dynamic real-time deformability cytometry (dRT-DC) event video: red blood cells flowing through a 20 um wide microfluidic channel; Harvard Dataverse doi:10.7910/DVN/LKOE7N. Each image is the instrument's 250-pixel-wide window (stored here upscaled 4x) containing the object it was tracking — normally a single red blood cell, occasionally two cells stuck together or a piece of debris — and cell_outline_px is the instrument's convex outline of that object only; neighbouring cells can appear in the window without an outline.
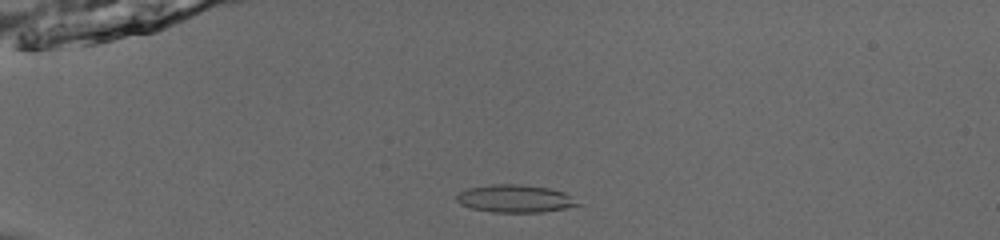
{"species": "common noctule bat (a hibernating species)", "species_latin": "Nyctalus noctula", "temperature_condition": "room temperature", "stored_images_in_passage": 54, "camera_frame_rate_fps": 3000, "um_per_image_px": 0.085, "animal": {"sex": "male", "body_mass_g": 13.0, "forearm_length_mm": 53.1}, "frame": {"image": 1, "passage_image": 15, "time_ms": 4.667, "image_size_px": [1000, 240], "cell_outline_px": [[580, 204], [564, 208], [540, 212], [492, 212], [472, 208], [460, 204], [456, 200], [456, 196], [460, 192], [468, 188], [492, 184], [520, 184], [548, 188], [564, 192]], "centroid_in_image_um": [43.73, 16.88], "position_along_channel_um": 41.3, "area_um2": 19.25}}
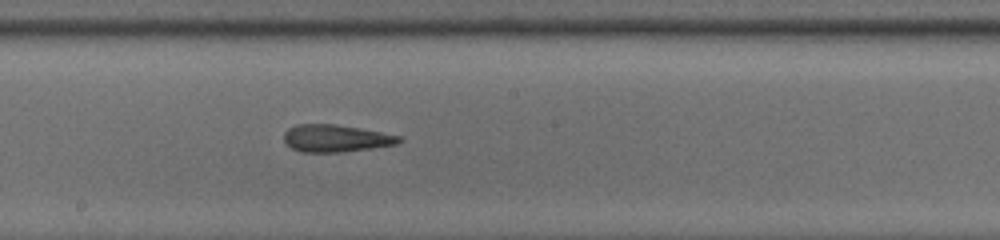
{"frame": {"image": 2, "passage_image": 32, "time_ms": 10.333, "image_size_px": [1000, 240], "cell_outline_px": [[404, 140], [396, 144], [372, 148], [340, 152], [300, 152], [292, 148], [284, 140], [284, 132], [288, 128], [296, 124], [332, 124], [380, 132], [400, 136]], "centroid_in_image_um": [28.52, 11.76], "position_along_channel_um": 219.7, "area_um2": 18.09}}
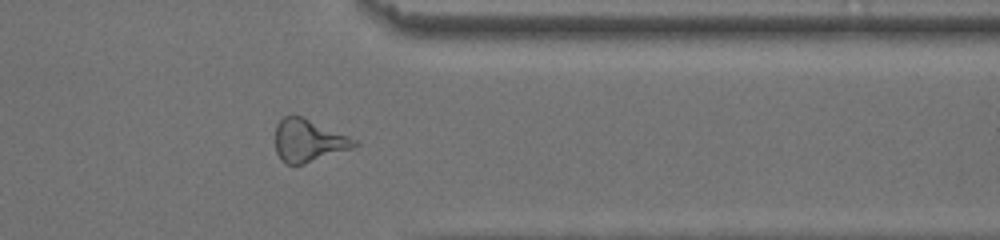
{"frame": {"image": 3, "passage_image": 45, "time_ms": 14.667, "image_size_px": [1000, 240], "cell_outline_px": [[360, 144], [352, 148], [304, 164], [288, 164], [280, 160], [276, 152], [276, 124], [284, 116], [300, 116], [348, 136], [356, 140]], "centroid_in_image_um": [26.19, 11.97], "position_along_channel_um": 385.2, "area_um2": 19.25}, "authors_computed_cell_mechanics": {"area_um2": 19.4786, "velocity_mm_per_s": 3.8862, "shape_relaxation_time_tau1_ms": null, "shape_relaxation_time_tau2_ms": 2.3983, "deformation_change_tau1": null, "deformation_change_tau2": 0.1208}}